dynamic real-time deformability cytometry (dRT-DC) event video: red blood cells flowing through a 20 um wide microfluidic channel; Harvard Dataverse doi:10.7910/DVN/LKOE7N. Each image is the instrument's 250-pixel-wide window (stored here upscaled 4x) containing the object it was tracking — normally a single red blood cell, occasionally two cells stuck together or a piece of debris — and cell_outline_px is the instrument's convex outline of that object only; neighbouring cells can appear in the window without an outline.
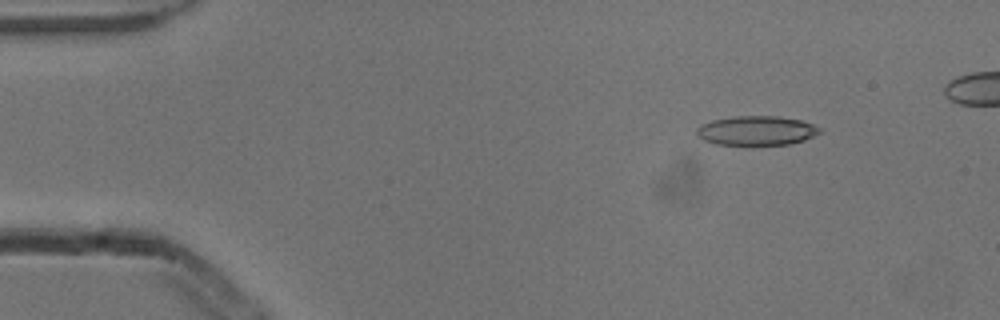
{"species": "common noctule bat (a hibernating species)", "species_latin": "Nyctalus noctula", "temperature_condition": "cold", "stored_images_in_passage": 6, "camera_frame_rate_fps": 3000, "um_per_image_px": 0.085, "animal": {"sex": "male", "body_mass_g": 13.3}, "frame": {"image": 1, "passage_image": 2, "time_ms": 0.333, "image_size_px": [1000, 320], "cell_outline_px": [[820, 132], [804, 140], [788, 144], [748, 148], [744, 148], [716, 144], [704, 140], [696, 136], [696, 128], [700, 124], [712, 120], [732, 116], [780, 116], [800, 120], [812, 124], [820, 128]], "centroid_in_image_um": [64.22, 11.15], "position_along_channel_um": 20.8, "area_um2": 22.02}}
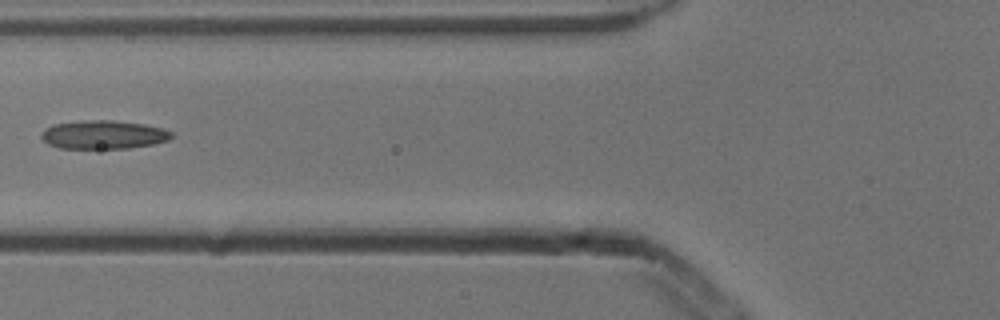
{"frame": {"image": 2, "passage_image": 6, "time_ms": 1.667, "image_size_px": [1000, 320], "cell_outline_px": [[172, 136], [168, 140], [152, 144], [128, 148], [60, 148], [48, 144], [40, 136], [44, 128], [52, 124], [80, 120], [112, 120], [144, 124], [164, 128], [172, 132]], "centroid_in_image_um": [8.77, 11.43], "position_along_channel_um": 117.0, "area_um2": 21.73}}